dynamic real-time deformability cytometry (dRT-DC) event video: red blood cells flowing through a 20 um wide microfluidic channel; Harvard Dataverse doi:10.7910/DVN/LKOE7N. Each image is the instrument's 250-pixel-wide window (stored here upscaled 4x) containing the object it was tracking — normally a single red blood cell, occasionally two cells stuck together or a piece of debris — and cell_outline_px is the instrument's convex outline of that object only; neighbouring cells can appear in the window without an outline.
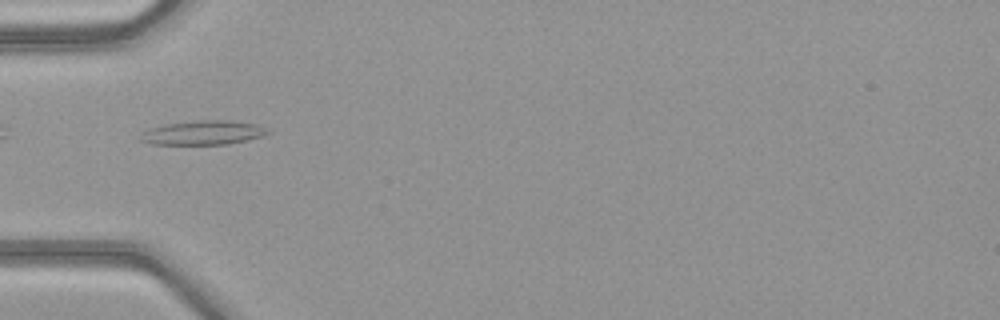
{"species": "common noctule bat (a hibernating species)", "species_latin": "Nyctalus noctula", "temperature_condition": "warm", "stored_images_in_passage": 48, "camera_frame_rate_fps": 3000, "um_per_image_px": 0.085, "animal": {"sex": "female", "body_mass_g": 21.9}, "frame": {"image": 1, "passage_image": 15, "time_ms": 4.667, "image_size_px": [1000, 320], "cell_outline_px": [[272, 132], [264, 136], [248, 140], [228, 144], [152, 144], [140, 140], [144, 132], [148, 128], [164, 124], [196, 120], [232, 120], [256, 124]], "centroid_in_image_um": [17.31, 11.27], "position_along_channel_um": 67.7, "area_um2": 17.98}}
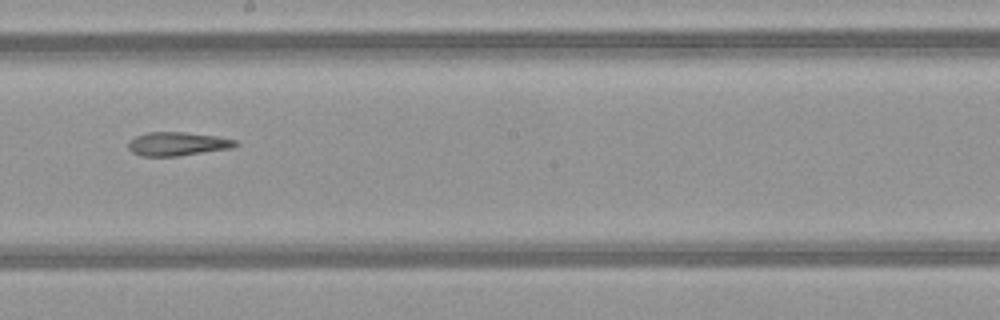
{"frame": {"image": 2, "passage_image": 27, "time_ms": 8.667, "image_size_px": [1000, 320], "cell_outline_px": [[240, 144], [232, 148], [176, 156], [140, 156], [132, 152], [128, 148], [128, 140], [136, 136], [148, 132], [184, 132], [216, 136], [236, 140]], "centroid_in_image_um": [15.07, 12.23], "position_along_channel_um": 233.1, "area_um2": 14.8}}
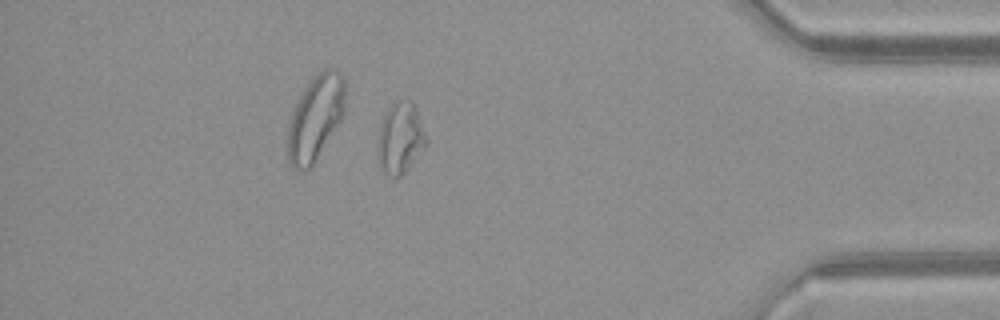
{"frame": {"image": 3, "passage_image": 42, "time_ms": 13.667, "image_size_px": [1000, 320], "cell_outline_px": [[428, 144], [408, 168], [396, 180], [384, 172], [380, 168], [376, 152], [376, 148], [380, 124], [388, 108], [396, 100], [412, 100], [416, 108], [428, 136]], "centroid_in_image_um": [34.03, 11.75], "position_along_channel_um": 401.2, "area_um2": 20.63}, "authors_computed_cell_mechanics": {"area_um2": 17.7157, "velocity_mm_per_s": 4.1122, "shape_relaxation_time_tau1_ms": null, "shape_relaxation_time_tau2_ms": 5.4609, "deformation_change_tau1": null, "deformation_change_tau2": 0.1782}}